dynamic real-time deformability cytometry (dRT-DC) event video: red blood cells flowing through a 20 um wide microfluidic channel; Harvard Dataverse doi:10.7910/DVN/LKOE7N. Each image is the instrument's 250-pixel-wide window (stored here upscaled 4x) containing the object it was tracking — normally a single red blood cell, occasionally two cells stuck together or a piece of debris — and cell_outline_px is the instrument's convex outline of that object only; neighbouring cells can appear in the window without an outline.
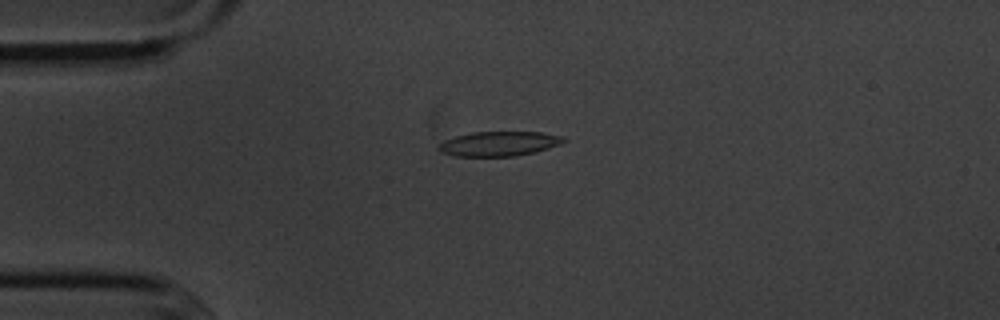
{"species": "common noctule bat (a hibernating species)", "species_latin": "Nyctalus noctula", "temperature_condition": "cold", "stored_images_in_passage": 13, "camera_frame_rate_fps": 3000, "um_per_image_px": 0.085, "animal": {"sex": "male", "body_mass_g": 20.1, "forearm_length_mm": 53.5}, "frame": {"image": 1, "passage_image": 4, "time_ms": 4.333, "image_size_px": [1000, 320], "cell_outline_px": [[568, 140], [548, 148], [536, 152], [516, 156], [456, 156], [440, 152], [436, 148], [444, 140], [456, 136], [472, 132], [540, 132], [564, 136]], "centroid_in_image_um": [42.42, 12.21], "position_along_channel_um": 42.6, "area_um2": 17.98}}
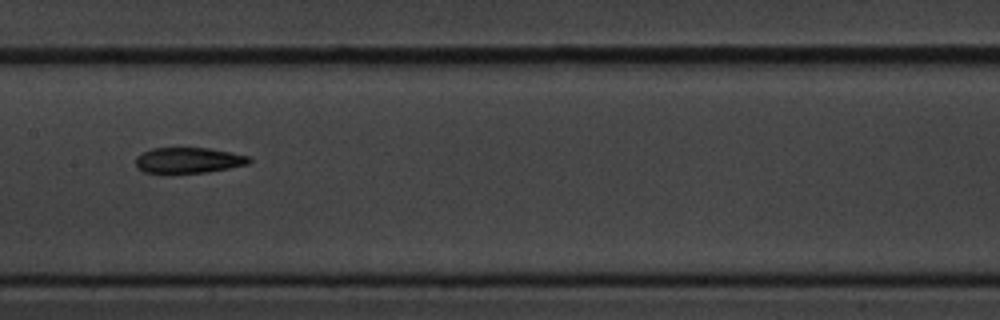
{"frame": {"image": 2, "passage_image": 8, "time_ms": 9.0, "image_size_px": [1000, 320], "cell_outline_px": [[252, 160], [248, 164], [208, 172], [144, 172], [136, 168], [136, 156], [152, 148], [208, 148], [252, 156]], "centroid_in_image_um": [16.05, 13.61], "position_along_channel_um": 191.4, "area_um2": 16.82}}
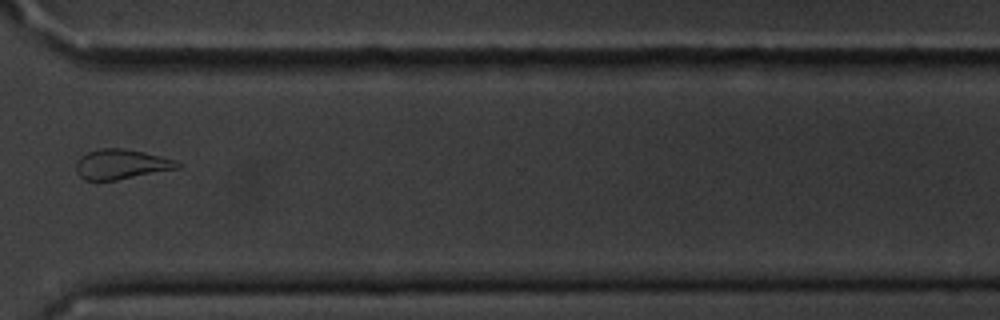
{"frame": {"image": 3, "passage_image": 12, "time_ms": 13.667, "image_size_px": [1000, 320], "cell_outline_px": [[184, 164], [180, 168], [116, 180], [84, 180], [76, 172], [76, 160], [80, 156], [88, 152], [100, 148], [120, 148], [144, 152], [176, 160]], "centroid_in_image_um": [10.31, 13.96], "position_along_channel_um": 360.3, "area_um2": 17.74}, "authors_computed_cell_mechanics": {"area_um2": 17.7446, "velocity_mm_per_s": 3.6237, "shape_relaxation_time_tau1_ms": null, "shape_relaxation_time_tau2_ms": 9.4938, "deformation_change_tau1": null, "deformation_change_tau2": 0.1781}}